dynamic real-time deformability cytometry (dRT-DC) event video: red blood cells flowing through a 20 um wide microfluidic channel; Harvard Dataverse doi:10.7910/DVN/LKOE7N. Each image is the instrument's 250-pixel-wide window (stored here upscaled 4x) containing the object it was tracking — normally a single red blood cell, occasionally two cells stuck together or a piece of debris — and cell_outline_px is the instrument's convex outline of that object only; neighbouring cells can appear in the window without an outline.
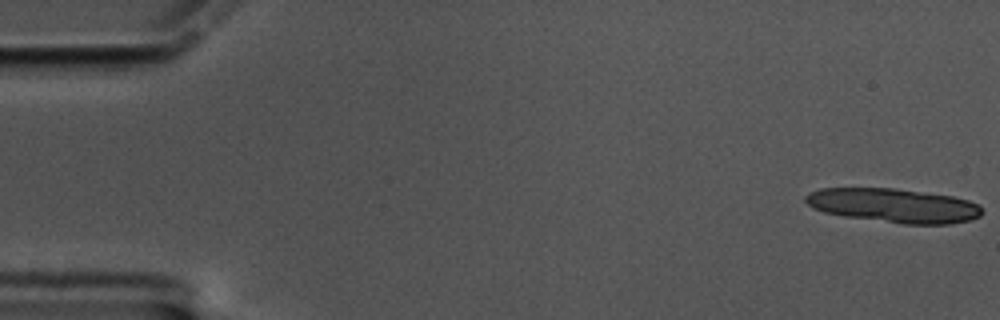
{"species": "common noctule bat (a hibernating species)", "species_latin": "Nyctalus noctula", "temperature_condition": "cold", "stored_images_in_passage": 15, "camera_frame_rate_fps": 3000, "um_per_image_px": 0.085, "animal": {"sex": "male", "body_mass_g": 17.5, "forearm_length_mm": 52.3}, "frame": {"image": 1, "passage_image": 1, "time_ms": 0.0, "image_size_px": [1000, 320], "cell_outline_px": [[984, 212], [980, 216], [968, 220], [948, 224], [904, 224], [844, 216], [824, 212], [812, 208], [804, 200], [804, 196], [820, 188], [892, 188], [952, 196], [968, 200], [980, 204]], "centroid_in_image_um": [75.97, 17.47], "position_along_channel_um": 9.0, "area_um2": 35.03}}